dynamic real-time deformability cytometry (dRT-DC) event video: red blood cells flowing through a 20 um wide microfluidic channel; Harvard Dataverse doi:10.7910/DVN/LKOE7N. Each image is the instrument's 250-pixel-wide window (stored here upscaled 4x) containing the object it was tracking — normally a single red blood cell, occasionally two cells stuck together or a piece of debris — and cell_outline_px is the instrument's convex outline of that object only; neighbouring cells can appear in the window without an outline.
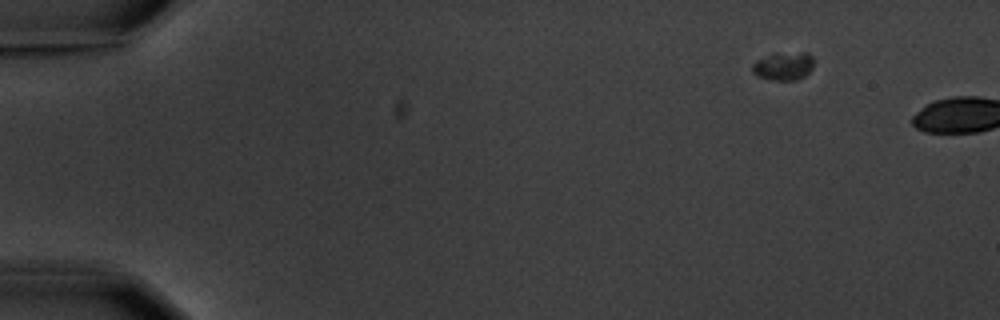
{"species": "common noctule bat (a hibernating species)", "species_latin": "Nyctalus noctula", "temperature_condition": "warm", "stored_images_in_passage": 4, "camera_frame_rate_fps": 3000, "um_per_image_px": 0.085, "animal": {"sex": "male", "body_mass_g": 20.1, "forearm_length_mm": 53.5}, "frame": {"image": 1, "passage_image": 3, "time_ms": 2.333, "image_size_px": [1000, 320], "cell_outline_px": [[812, 68], [804, 76], [796, 80], [772, 80], [756, 76], [752, 72], [752, 64], [756, 60], [772, 52], [808, 52], [812, 56]], "centroid_in_image_um": [66.56, 5.59], "position_along_channel_um": 18.4, "area_um2": 10.35}}